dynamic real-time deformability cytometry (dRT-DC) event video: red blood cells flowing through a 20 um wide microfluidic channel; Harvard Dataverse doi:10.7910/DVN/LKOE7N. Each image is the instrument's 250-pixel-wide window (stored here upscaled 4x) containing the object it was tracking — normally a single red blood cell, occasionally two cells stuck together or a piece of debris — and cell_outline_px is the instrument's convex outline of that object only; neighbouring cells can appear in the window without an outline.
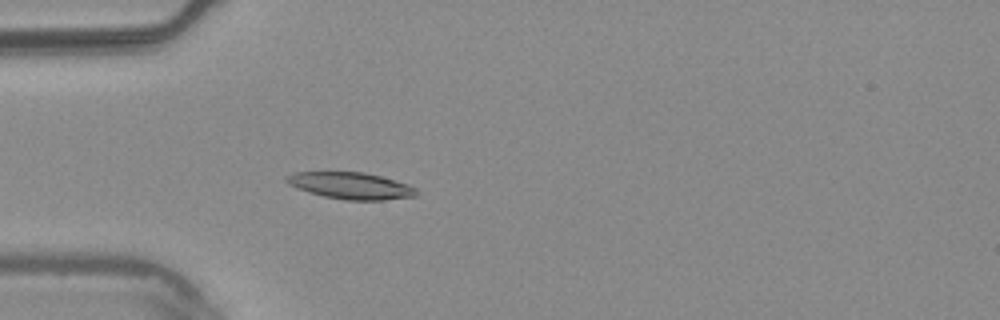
{"species": "common noctule bat (a hibernating species)", "species_latin": "Nyctalus noctula", "temperature_condition": "warm", "stored_images_in_passage": 5, "camera_frame_rate_fps": 3000, "um_per_image_px": 0.085, "animal": {"sex": "male", "body_mass_g": 20.4}, "frame": {"image": 1, "passage_image": 5, "time_ms": 1.333, "image_size_px": [1000, 320], "cell_outline_px": [[416, 196], [384, 200], [344, 200], [324, 196], [308, 192], [288, 184], [284, 180], [284, 176], [292, 172], [364, 172], [380, 176], [408, 184], [416, 188]], "centroid_in_image_um": [29.77, 15.78], "position_along_channel_um": 55.2, "area_um2": 20.23}}